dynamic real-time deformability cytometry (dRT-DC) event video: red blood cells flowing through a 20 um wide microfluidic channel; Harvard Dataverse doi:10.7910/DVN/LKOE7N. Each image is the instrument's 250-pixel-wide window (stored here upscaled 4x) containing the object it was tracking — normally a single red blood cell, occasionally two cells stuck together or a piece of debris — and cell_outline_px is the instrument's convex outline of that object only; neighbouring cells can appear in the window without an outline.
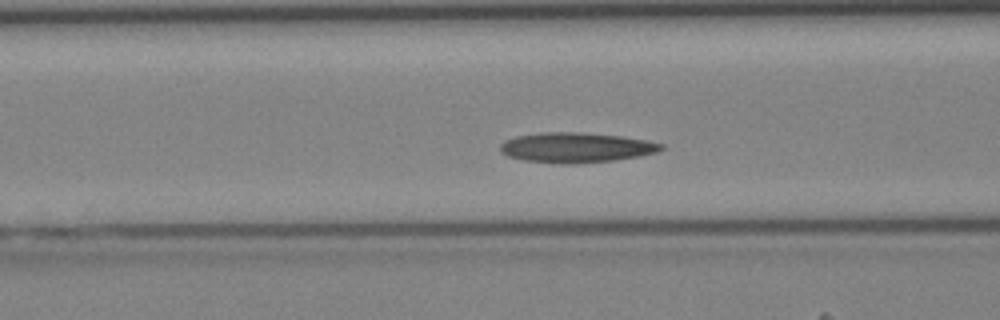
{"species": "Egyptian fruit bat (a non-hibernating species)", "species_latin": "Rousettus aegyptiacus", "temperature_condition": "cold", "stored_images_in_passage": 38, "camera_frame_rate_fps": 3000, "um_per_image_px": 0.085, "animal": {"sex": "female"}, "frame": {"image": 1, "passage_image": 16, "time_ms": 5.0, "image_size_px": [1000, 320], "cell_outline_px": [[664, 148], [656, 152], [640, 156], [612, 160], [572, 164], [564, 164], [524, 160], [508, 156], [500, 152], [500, 144], [504, 140], [516, 136], [540, 132], [576, 132], [620, 136], [644, 140], [664, 144]], "centroid_in_image_um": [48.92, 12.54], "position_along_channel_um": 117.7, "area_um2": 28.03}}
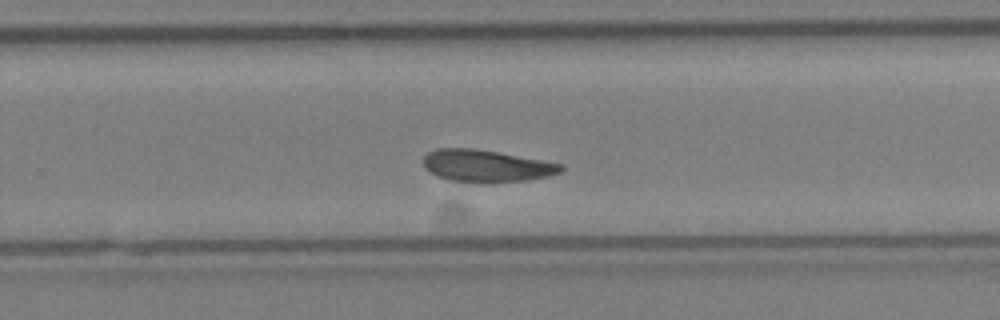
{"frame": {"image": 2, "passage_image": 27, "time_ms": 8.667, "image_size_px": [1000, 320], "cell_outline_px": [[564, 168], [560, 172], [548, 176], [528, 180], [488, 184], [484, 184], [448, 180], [436, 176], [424, 168], [424, 156], [428, 152], [436, 148], [472, 148], [496, 152], [564, 164]], "centroid_in_image_um": [41.31, 14.12], "position_along_channel_um": 288.5, "area_um2": 26.07}}
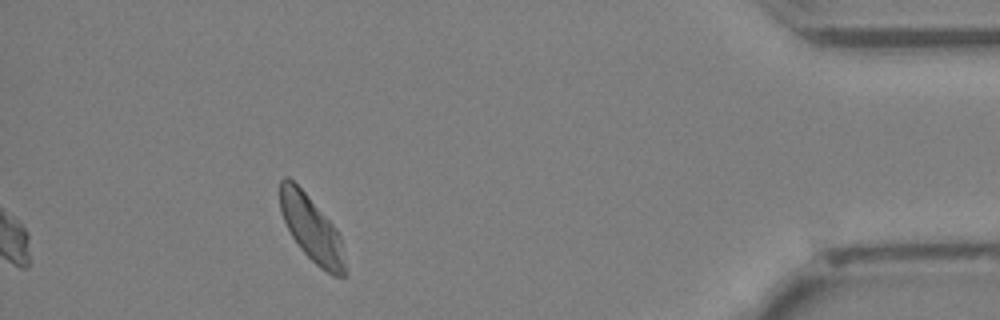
{"frame": {"image": 3, "passage_image": 38, "time_ms": 12.333, "image_size_px": [1000, 320], "cell_outline_px": [[344, 276], [332, 276], [320, 268], [300, 248], [292, 236], [280, 212], [280, 180], [284, 176], [288, 176], [308, 196], [336, 228], [340, 236], [344, 264]], "centroid_in_image_um": [26.45, 19.42], "position_along_channel_um": 408.8, "area_um2": 24.28}}